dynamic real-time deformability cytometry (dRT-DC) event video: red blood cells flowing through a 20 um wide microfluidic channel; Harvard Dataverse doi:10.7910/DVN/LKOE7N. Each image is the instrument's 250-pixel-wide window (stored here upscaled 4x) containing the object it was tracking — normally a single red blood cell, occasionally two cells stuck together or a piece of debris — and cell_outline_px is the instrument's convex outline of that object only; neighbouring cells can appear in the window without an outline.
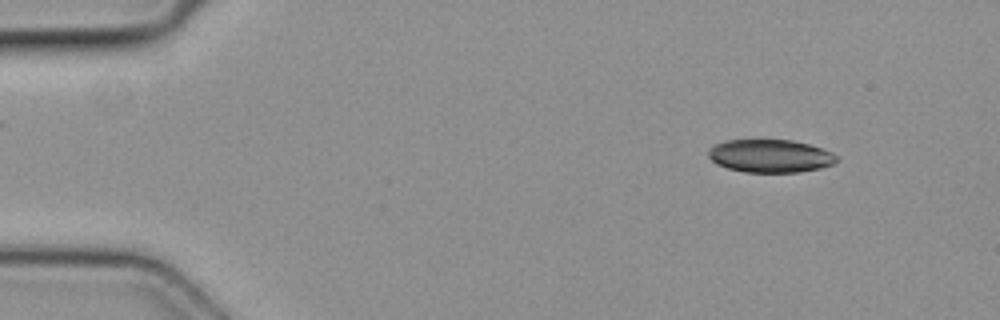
{"species": "common noctule bat (a hibernating species)", "species_latin": "Nyctalus noctula", "temperature_condition": "cold", "stored_images_in_passage": 3, "camera_frame_rate_fps": 3000, "um_per_image_px": 0.085, "animal": {"sex": "female", "body_mass_g": 19.3, "forearm_length_mm": 54.1}, "frame": {"image": 1, "passage_image": 2, "time_ms": 0.333, "image_size_px": [1000, 320], "cell_outline_px": [[840, 160], [832, 164], [820, 168], [796, 172], [744, 172], [728, 168], [716, 164], [708, 156], [708, 148], [724, 140], [792, 140], [808, 144], [832, 152]], "centroid_in_image_um": [65.45, 13.25], "position_along_channel_um": 19.6, "area_um2": 24.62}}